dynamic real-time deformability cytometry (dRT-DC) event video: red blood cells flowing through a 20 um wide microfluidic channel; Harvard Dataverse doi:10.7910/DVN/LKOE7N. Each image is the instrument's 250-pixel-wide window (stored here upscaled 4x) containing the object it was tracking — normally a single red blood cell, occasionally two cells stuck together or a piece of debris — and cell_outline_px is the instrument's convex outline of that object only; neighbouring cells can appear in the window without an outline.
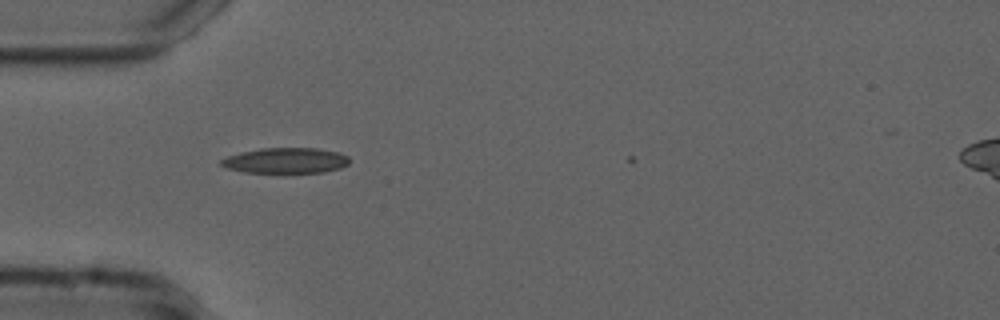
{"species": "common noctule bat (a hibernating species)", "species_latin": "Nyctalus noctula", "temperature_condition": "cold", "stored_images_in_passage": 5, "camera_frame_rate_fps": 3000, "um_per_image_px": 0.085, "animal": {"sex": "male", "forearm_length_mm": 52.5}, "frame": {"image": 1, "passage_image": 1, "time_ms": 0.0, "image_size_px": [1000, 320], "cell_outline_px": [[348, 164], [340, 168], [324, 172], [284, 176], [244, 172], [228, 168], [220, 164], [220, 160], [228, 156], [240, 152], [260, 148], [316, 148], [336, 152], [348, 156]], "centroid_in_image_um": [24.26, 13.7], "position_along_channel_um": 60.7, "area_um2": 20.0}}
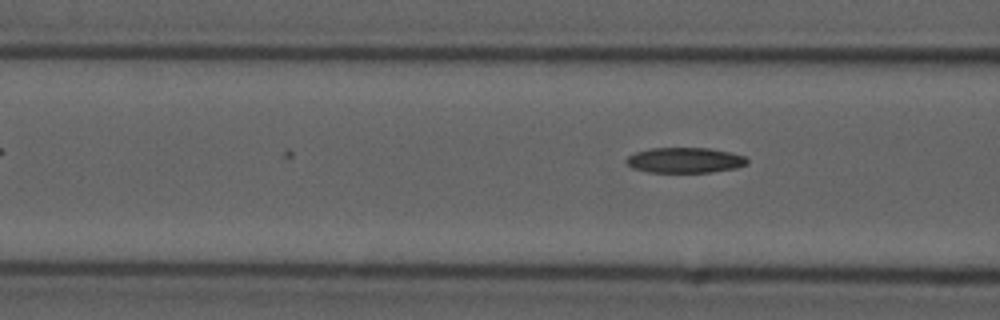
{"frame": {"image": 2, "passage_image": 5, "time_ms": 1.333, "image_size_px": [1000, 320], "cell_outline_px": [[748, 164], [736, 168], [712, 172], [648, 172], [632, 168], [624, 160], [628, 156], [636, 152], [648, 148], [708, 148], [732, 152], [744, 156], [748, 160]], "centroid_in_image_um": [58.22, 13.61], "position_along_channel_um": 108.4, "area_um2": 17.98}}